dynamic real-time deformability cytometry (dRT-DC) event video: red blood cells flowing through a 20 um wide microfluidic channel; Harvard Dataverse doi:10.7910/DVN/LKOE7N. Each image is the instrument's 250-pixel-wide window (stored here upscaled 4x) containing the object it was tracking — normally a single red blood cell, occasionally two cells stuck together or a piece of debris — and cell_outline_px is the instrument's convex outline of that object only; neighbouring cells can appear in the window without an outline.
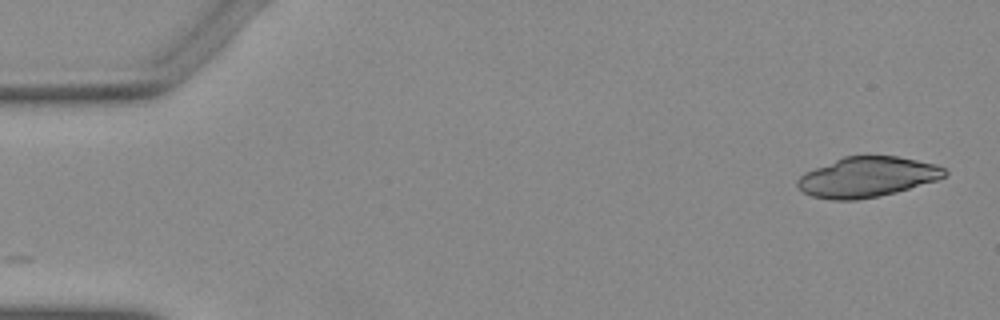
{"species": "Egyptian fruit bat (a non-hibernating species)", "species_latin": "Rousettus aegyptiacus", "temperature_condition": "warm", "stored_images_in_passage": 50, "camera_frame_rate_fps": 3000, "um_per_image_px": 0.085, "animal": {"sex": "female"}, "frame": {"image": 1, "passage_image": 1, "time_ms": 0.0, "image_size_px": [1000, 320], "cell_outline_px": [[948, 172], [944, 176], [936, 180], [896, 192], [880, 196], [856, 200], [832, 200], [812, 196], [804, 192], [796, 184], [796, 180], [804, 172], [844, 156], [896, 156], [936, 164], [944, 168]], "centroid_in_image_um": [73.69, 15.05], "position_along_channel_um": 11.3, "area_um2": 34.28}}